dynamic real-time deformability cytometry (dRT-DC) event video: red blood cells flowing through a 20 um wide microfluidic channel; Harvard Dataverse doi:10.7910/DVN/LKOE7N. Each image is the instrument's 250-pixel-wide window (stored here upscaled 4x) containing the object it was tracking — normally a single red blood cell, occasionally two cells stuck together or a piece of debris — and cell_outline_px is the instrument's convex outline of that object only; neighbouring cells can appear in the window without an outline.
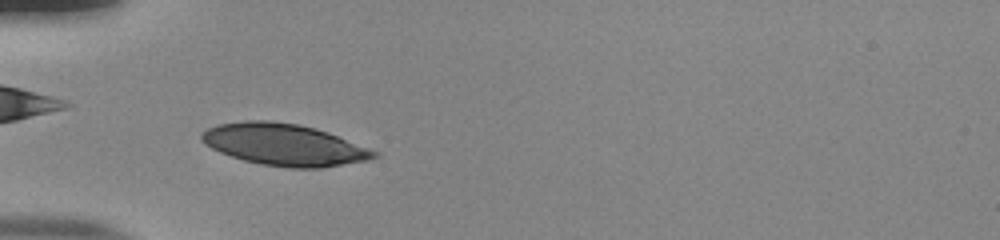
{"species": "human", "species_latin": "Homo sapiens", "temperature_condition": "room temperature", "stored_images_in_passage": 47, "camera_frame_rate_fps": 3000, "um_per_image_px": 0.085, "donor": {"sex": "male"}, "frame": {"image": 1, "passage_image": 11, "time_ms": 3.333, "image_size_px": [1000, 240], "cell_outline_px": [[380, 156], [368, 160], [320, 168], [288, 168], [260, 164], [244, 160], [220, 152], [204, 144], [200, 140], [200, 132], [216, 124], [244, 120], [272, 120], [300, 124], [328, 132], [380, 152]], "centroid_in_image_um": [24.14, 12.29], "position_along_channel_um": 60.9, "area_um2": 42.31}}
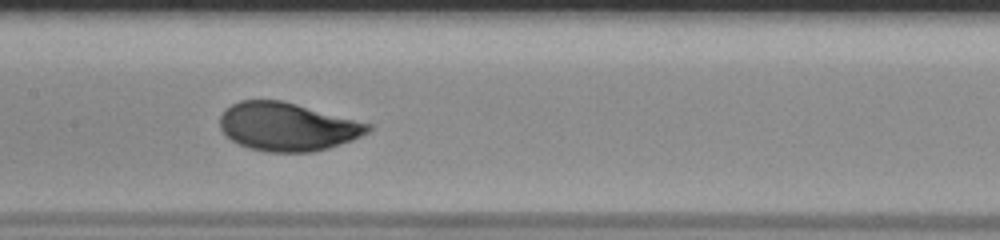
{"frame": {"image": 2, "passage_image": 21, "time_ms": 6.667, "image_size_px": [1000, 240], "cell_outline_px": [[372, 128], [368, 132], [352, 140], [328, 148], [312, 152], [268, 152], [248, 148], [232, 140], [220, 128], [220, 116], [232, 104], [240, 100], [280, 100], [296, 104], [372, 124]], "centroid_in_image_um": [24.43, 10.78], "position_along_channel_um": 183.0, "area_um2": 41.33}}
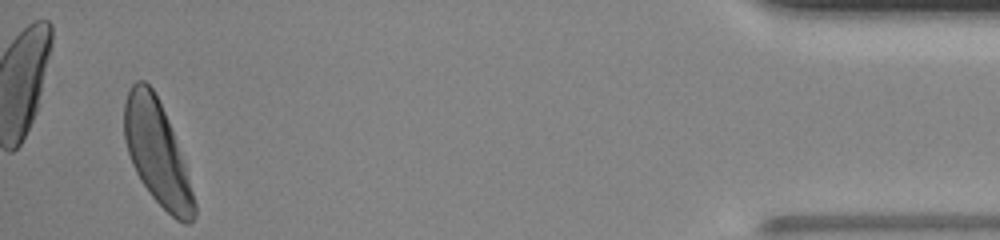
{"frame": {"image": 3, "passage_image": 45, "time_ms": 14.667, "image_size_px": [1000, 240], "cell_outline_px": [[196, 216], [188, 224], [184, 224], [176, 220], [152, 196], [140, 180], [132, 164], [124, 140], [124, 104], [128, 92], [132, 84], [136, 80], [144, 80], [152, 88], [168, 120], [184, 164], [196, 204]], "centroid_in_image_um": [13.33, 13.0], "position_along_channel_um": 421.9, "area_um2": 41.5}, "authors_computed_cell_mechanics": {"area_um2": 41.8472, "velocity_mm_per_s": 3.8473, "shape_relaxation_time_tau1_ms": 2.8224, "shape_relaxation_time_tau2_ms": null, "deformation_change_tau1": 0.1627, "deformation_change_tau2": null}}